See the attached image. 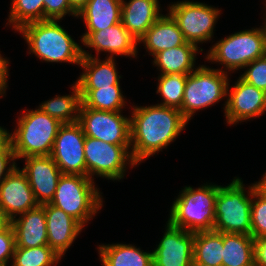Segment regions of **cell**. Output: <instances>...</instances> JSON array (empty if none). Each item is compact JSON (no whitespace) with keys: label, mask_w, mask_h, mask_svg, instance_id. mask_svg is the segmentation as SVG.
I'll list each match as a JSON object with an SVG mask.
<instances>
[{"label":"cell","mask_w":266,"mask_h":266,"mask_svg":"<svg viewBox=\"0 0 266 266\" xmlns=\"http://www.w3.org/2000/svg\"><path fill=\"white\" fill-rule=\"evenodd\" d=\"M16 247L15 233L12 225L0 231V266H7L13 258ZM10 260V261H9Z\"/></svg>","instance_id":"36"},{"label":"cell","mask_w":266,"mask_h":266,"mask_svg":"<svg viewBox=\"0 0 266 266\" xmlns=\"http://www.w3.org/2000/svg\"><path fill=\"white\" fill-rule=\"evenodd\" d=\"M255 266H266V237L254 238Z\"/></svg>","instance_id":"38"},{"label":"cell","mask_w":266,"mask_h":266,"mask_svg":"<svg viewBox=\"0 0 266 266\" xmlns=\"http://www.w3.org/2000/svg\"><path fill=\"white\" fill-rule=\"evenodd\" d=\"M200 47L186 42L185 44L157 53L153 65L159 68L160 74H190L194 71L197 53Z\"/></svg>","instance_id":"23"},{"label":"cell","mask_w":266,"mask_h":266,"mask_svg":"<svg viewBox=\"0 0 266 266\" xmlns=\"http://www.w3.org/2000/svg\"><path fill=\"white\" fill-rule=\"evenodd\" d=\"M78 123L87 137L114 145H131L130 117H125L121 111L80 108Z\"/></svg>","instance_id":"11"},{"label":"cell","mask_w":266,"mask_h":266,"mask_svg":"<svg viewBox=\"0 0 266 266\" xmlns=\"http://www.w3.org/2000/svg\"><path fill=\"white\" fill-rule=\"evenodd\" d=\"M130 117L131 157L140 165L167 148L189 122L179 109L162 106H133Z\"/></svg>","instance_id":"1"},{"label":"cell","mask_w":266,"mask_h":266,"mask_svg":"<svg viewBox=\"0 0 266 266\" xmlns=\"http://www.w3.org/2000/svg\"><path fill=\"white\" fill-rule=\"evenodd\" d=\"M11 10L7 25L18 31L25 24L44 21L43 0H11ZM11 24V25H10Z\"/></svg>","instance_id":"31"},{"label":"cell","mask_w":266,"mask_h":266,"mask_svg":"<svg viewBox=\"0 0 266 266\" xmlns=\"http://www.w3.org/2000/svg\"><path fill=\"white\" fill-rule=\"evenodd\" d=\"M84 155L87 177L92 180L97 175L119 181L124 178L128 165L137 166L131 157V145H114L85 136Z\"/></svg>","instance_id":"9"},{"label":"cell","mask_w":266,"mask_h":266,"mask_svg":"<svg viewBox=\"0 0 266 266\" xmlns=\"http://www.w3.org/2000/svg\"><path fill=\"white\" fill-rule=\"evenodd\" d=\"M227 96L223 109L228 125L260 117L266 111V92L241 77L231 89L228 84Z\"/></svg>","instance_id":"13"},{"label":"cell","mask_w":266,"mask_h":266,"mask_svg":"<svg viewBox=\"0 0 266 266\" xmlns=\"http://www.w3.org/2000/svg\"><path fill=\"white\" fill-rule=\"evenodd\" d=\"M22 112L10 135L16 160L28 156H50L62 123L39 108Z\"/></svg>","instance_id":"3"},{"label":"cell","mask_w":266,"mask_h":266,"mask_svg":"<svg viewBox=\"0 0 266 266\" xmlns=\"http://www.w3.org/2000/svg\"><path fill=\"white\" fill-rule=\"evenodd\" d=\"M11 225V219L6 215L0 207V231L7 229Z\"/></svg>","instance_id":"42"},{"label":"cell","mask_w":266,"mask_h":266,"mask_svg":"<svg viewBox=\"0 0 266 266\" xmlns=\"http://www.w3.org/2000/svg\"><path fill=\"white\" fill-rule=\"evenodd\" d=\"M95 186L94 180L87 176L62 174L49 204L62 209L84 227L103 207V197Z\"/></svg>","instance_id":"6"},{"label":"cell","mask_w":266,"mask_h":266,"mask_svg":"<svg viewBox=\"0 0 266 266\" xmlns=\"http://www.w3.org/2000/svg\"><path fill=\"white\" fill-rule=\"evenodd\" d=\"M159 0H122L121 23L139 40L163 15Z\"/></svg>","instance_id":"21"},{"label":"cell","mask_w":266,"mask_h":266,"mask_svg":"<svg viewBox=\"0 0 266 266\" xmlns=\"http://www.w3.org/2000/svg\"><path fill=\"white\" fill-rule=\"evenodd\" d=\"M234 178L227 186L218 185L213 231L250 235L252 191L258 182L247 190L241 178Z\"/></svg>","instance_id":"5"},{"label":"cell","mask_w":266,"mask_h":266,"mask_svg":"<svg viewBox=\"0 0 266 266\" xmlns=\"http://www.w3.org/2000/svg\"><path fill=\"white\" fill-rule=\"evenodd\" d=\"M213 7L197 1L184 0L169 5L168 11L186 42L198 46L197 44L211 41L214 35L213 30L221 15V9Z\"/></svg>","instance_id":"10"},{"label":"cell","mask_w":266,"mask_h":266,"mask_svg":"<svg viewBox=\"0 0 266 266\" xmlns=\"http://www.w3.org/2000/svg\"><path fill=\"white\" fill-rule=\"evenodd\" d=\"M89 0H68L70 8L78 14L88 3Z\"/></svg>","instance_id":"41"},{"label":"cell","mask_w":266,"mask_h":266,"mask_svg":"<svg viewBox=\"0 0 266 266\" xmlns=\"http://www.w3.org/2000/svg\"><path fill=\"white\" fill-rule=\"evenodd\" d=\"M15 160L16 158L11 144L7 148L0 150V183L18 166Z\"/></svg>","instance_id":"37"},{"label":"cell","mask_w":266,"mask_h":266,"mask_svg":"<svg viewBox=\"0 0 266 266\" xmlns=\"http://www.w3.org/2000/svg\"><path fill=\"white\" fill-rule=\"evenodd\" d=\"M229 78L222 68L199 65L187 75L181 113L190 121L196 111L208 108L227 98Z\"/></svg>","instance_id":"8"},{"label":"cell","mask_w":266,"mask_h":266,"mask_svg":"<svg viewBox=\"0 0 266 266\" xmlns=\"http://www.w3.org/2000/svg\"><path fill=\"white\" fill-rule=\"evenodd\" d=\"M24 159L25 165L21 170L28 178L36 202L39 205L50 203L63 173L51 156H28Z\"/></svg>","instance_id":"16"},{"label":"cell","mask_w":266,"mask_h":266,"mask_svg":"<svg viewBox=\"0 0 266 266\" xmlns=\"http://www.w3.org/2000/svg\"><path fill=\"white\" fill-rule=\"evenodd\" d=\"M244 69L246 70L240 77L257 89L266 92V55L255 59L246 65Z\"/></svg>","instance_id":"34"},{"label":"cell","mask_w":266,"mask_h":266,"mask_svg":"<svg viewBox=\"0 0 266 266\" xmlns=\"http://www.w3.org/2000/svg\"><path fill=\"white\" fill-rule=\"evenodd\" d=\"M71 88L72 94L56 95L54 98L44 101L38 108L62 124L78 122L82 97L76 82Z\"/></svg>","instance_id":"28"},{"label":"cell","mask_w":266,"mask_h":266,"mask_svg":"<svg viewBox=\"0 0 266 266\" xmlns=\"http://www.w3.org/2000/svg\"><path fill=\"white\" fill-rule=\"evenodd\" d=\"M217 194L218 185L216 184L206 182L196 189L185 186L173 201L168 222L194 233L213 231Z\"/></svg>","instance_id":"4"},{"label":"cell","mask_w":266,"mask_h":266,"mask_svg":"<svg viewBox=\"0 0 266 266\" xmlns=\"http://www.w3.org/2000/svg\"><path fill=\"white\" fill-rule=\"evenodd\" d=\"M143 43L146 51L155 56L160 51L181 46L186 43L182 31L176 21L168 13L162 15L138 40Z\"/></svg>","instance_id":"22"},{"label":"cell","mask_w":266,"mask_h":266,"mask_svg":"<svg viewBox=\"0 0 266 266\" xmlns=\"http://www.w3.org/2000/svg\"><path fill=\"white\" fill-rule=\"evenodd\" d=\"M80 40L83 46L95 50L97 57L100 52H108L107 58H114L116 55L136 57L138 54V40L121 22L100 31L85 32Z\"/></svg>","instance_id":"15"},{"label":"cell","mask_w":266,"mask_h":266,"mask_svg":"<svg viewBox=\"0 0 266 266\" xmlns=\"http://www.w3.org/2000/svg\"><path fill=\"white\" fill-rule=\"evenodd\" d=\"M152 252L153 266H193L194 232L171 225Z\"/></svg>","instance_id":"14"},{"label":"cell","mask_w":266,"mask_h":266,"mask_svg":"<svg viewBox=\"0 0 266 266\" xmlns=\"http://www.w3.org/2000/svg\"><path fill=\"white\" fill-rule=\"evenodd\" d=\"M82 59L79 66L84 70L75 81L79 89H99L110 85H120L121 76L118 75L115 58L100 60L82 49Z\"/></svg>","instance_id":"19"},{"label":"cell","mask_w":266,"mask_h":266,"mask_svg":"<svg viewBox=\"0 0 266 266\" xmlns=\"http://www.w3.org/2000/svg\"><path fill=\"white\" fill-rule=\"evenodd\" d=\"M188 74H160L158 76L157 94L162 97V106L181 109L185 83Z\"/></svg>","instance_id":"32"},{"label":"cell","mask_w":266,"mask_h":266,"mask_svg":"<svg viewBox=\"0 0 266 266\" xmlns=\"http://www.w3.org/2000/svg\"><path fill=\"white\" fill-rule=\"evenodd\" d=\"M11 133L0 126V150L7 148L11 144Z\"/></svg>","instance_id":"40"},{"label":"cell","mask_w":266,"mask_h":266,"mask_svg":"<svg viewBox=\"0 0 266 266\" xmlns=\"http://www.w3.org/2000/svg\"><path fill=\"white\" fill-rule=\"evenodd\" d=\"M265 7H266V4H265ZM266 9V8H265ZM266 13V12H265ZM265 20V22L264 23H262V24H264L262 27H263V30H264V33H265V39H266V18L264 19Z\"/></svg>","instance_id":"44"},{"label":"cell","mask_w":266,"mask_h":266,"mask_svg":"<svg viewBox=\"0 0 266 266\" xmlns=\"http://www.w3.org/2000/svg\"><path fill=\"white\" fill-rule=\"evenodd\" d=\"M97 249L102 266H153L152 252L132 244H102Z\"/></svg>","instance_id":"25"},{"label":"cell","mask_w":266,"mask_h":266,"mask_svg":"<svg viewBox=\"0 0 266 266\" xmlns=\"http://www.w3.org/2000/svg\"><path fill=\"white\" fill-rule=\"evenodd\" d=\"M223 250V233L195 232L193 266H222Z\"/></svg>","instance_id":"26"},{"label":"cell","mask_w":266,"mask_h":266,"mask_svg":"<svg viewBox=\"0 0 266 266\" xmlns=\"http://www.w3.org/2000/svg\"><path fill=\"white\" fill-rule=\"evenodd\" d=\"M266 55V39L263 27L235 32L215 43L205 57L219 63L225 72L244 69L257 58ZM227 70V71H226ZM229 70V71H228Z\"/></svg>","instance_id":"7"},{"label":"cell","mask_w":266,"mask_h":266,"mask_svg":"<svg viewBox=\"0 0 266 266\" xmlns=\"http://www.w3.org/2000/svg\"><path fill=\"white\" fill-rule=\"evenodd\" d=\"M45 217L48 245L63 257L85 227L62 209L49 203L45 204Z\"/></svg>","instance_id":"18"},{"label":"cell","mask_w":266,"mask_h":266,"mask_svg":"<svg viewBox=\"0 0 266 266\" xmlns=\"http://www.w3.org/2000/svg\"><path fill=\"white\" fill-rule=\"evenodd\" d=\"M38 205L26 174L16 166L0 183V207L12 220Z\"/></svg>","instance_id":"17"},{"label":"cell","mask_w":266,"mask_h":266,"mask_svg":"<svg viewBox=\"0 0 266 266\" xmlns=\"http://www.w3.org/2000/svg\"><path fill=\"white\" fill-rule=\"evenodd\" d=\"M223 248L222 266H255L251 235L223 233Z\"/></svg>","instance_id":"27"},{"label":"cell","mask_w":266,"mask_h":266,"mask_svg":"<svg viewBox=\"0 0 266 266\" xmlns=\"http://www.w3.org/2000/svg\"><path fill=\"white\" fill-rule=\"evenodd\" d=\"M9 59L3 58V55L0 53V97L5 96L7 85V78L9 77Z\"/></svg>","instance_id":"39"},{"label":"cell","mask_w":266,"mask_h":266,"mask_svg":"<svg viewBox=\"0 0 266 266\" xmlns=\"http://www.w3.org/2000/svg\"><path fill=\"white\" fill-rule=\"evenodd\" d=\"M122 0H89L77 14L86 24V32L100 31L121 22Z\"/></svg>","instance_id":"24"},{"label":"cell","mask_w":266,"mask_h":266,"mask_svg":"<svg viewBox=\"0 0 266 266\" xmlns=\"http://www.w3.org/2000/svg\"><path fill=\"white\" fill-rule=\"evenodd\" d=\"M16 247L31 248L48 245L45 204L20 214L11 220Z\"/></svg>","instance_id":"20"},{"label":"cell","mask_w":266,"mask_h":266,"mask_svg":"<svg viewBox=\"0 0 266 266\" xmlns=\"http://www.w3.org/2000/svg\"><path fill=\"white\" fill-rule=\"evenodd\" d=\"M250 235L253 238L266 237V191L258 184L252 191Z\"/></svg>","instance_id":"33"},{"label":"cell","mask_w":266,"mask_h":266,"mask_svg":"<svg viewBox=\"0 0 266 266\" xmlns=\"http://www.w3.org/2000/svg\"><path fill=\"white\" fill-rule=\"evenodd\" d=\"M59 20H44L25 24L18 31L28 44L29 52L44 62L80 64L82 46L59 25Z\"/></svg>","instance_id":"2"},{"label":"cell","mask_w":266,"mask_h":266,"mask_svg":"<svg viewBox=\"0 0 266 266\" xmlns=\"http://www.w3.org/2000/svg\"><path fill=\"white\" fill-rule=\"evenodd\" d=\"M84 143L85 134L78 122L60 126L50 156L63 174L87 176Z\"/></svg>","instance_id":"12"},{"label":"cell","mask_w":266,"mask_h":266,"mask_svg":"<svg viewBox=\"0 0 266 266\" xmlns=\"http://www.w3.org/2000/svg\"><path fill=\"white\" fill-rule=\"evenodd\" d=\"M82 97L81 108L100 111H123L125 98L120 85L99 87V89H79Z\"/></svg>","instance_id":"29"},{"label":"cell","mask_w":266,"mask_h":266,"mask_svg":"<svg viewBox=\"0 0 266 266\" xmlns=\"http://www.w3.org/2000/svg\"><path fill=\"white\" fill-rule=\"evenodd\" d=\"M61 259L49 245L15 247L11 266H56Z\"/></svg>","instance_id":"30"},{"label":"cell","mask_w":266,"mask_h":266,"mask_svg":"<svg viewBox=\"0 0 266 266\" xmlns=\"http://www.w3.org/2000/svg\"><path fill=\"white\" fill-rule=\"evenodd\" d=\"M44 20H63L67 14L77 17V14L70 8L68 0H43Z\"/></svg>","instance_id":"35"},{"label":"cell","mask_w":266,"mask_h":266,"mask_svg":"<svg viewBox=\"0 0 266 266\" xmlns=\"http://www.w3.org/2000/svg\"><path fill=\"white\" fill-rule=\"evenodd\" d=\"M258 185L264 190L266 191V172L263 174V178L258 181Z\"/></svg>","instance_id":"43"}]
</instances>
